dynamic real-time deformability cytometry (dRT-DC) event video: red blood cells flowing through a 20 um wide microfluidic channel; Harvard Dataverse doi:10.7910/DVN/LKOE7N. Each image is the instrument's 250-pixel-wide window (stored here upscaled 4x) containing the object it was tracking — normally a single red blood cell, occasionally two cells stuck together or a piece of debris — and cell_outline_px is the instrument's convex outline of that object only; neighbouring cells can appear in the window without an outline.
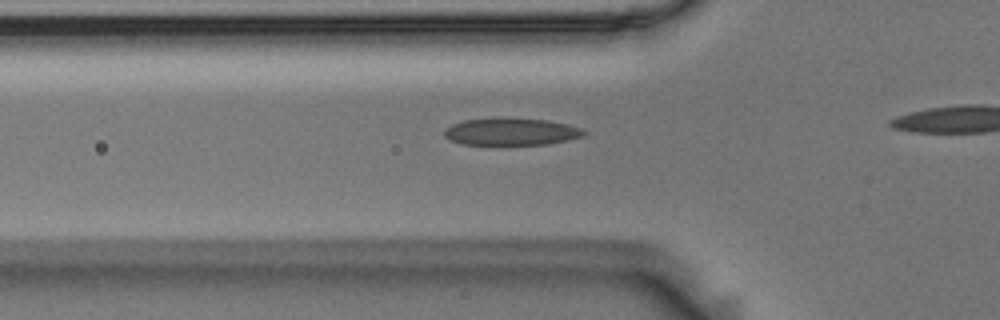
{"species": "Egyptian fruit bat (a non-hibernating species)", "species_latin": "Rousettus aegyptiacus", "temperature_condition": "room temperature", "stored_images_in_passage": 28, "camera_frame_rate_fps": 3000, "um_per_image_px": 0.085, "animal": {"sex": "male"}, "frame": {"image": 1, "passage_image": 2, "time_ms": 0.333, "image_size_px": [1000, 320], "cell_outline_px": [[588, 132], [584, 136], [568, 140], [548, 144], [464, 144], [452, 140], [444, 136], [444, 128], [452, 124], [464, 120], [548, 120], [568, 124], [580, 128]], "centroid_in_image_um": [43.5, 11.22], "position_along_channel_um": 82.3, "area_um2": 21.27}}
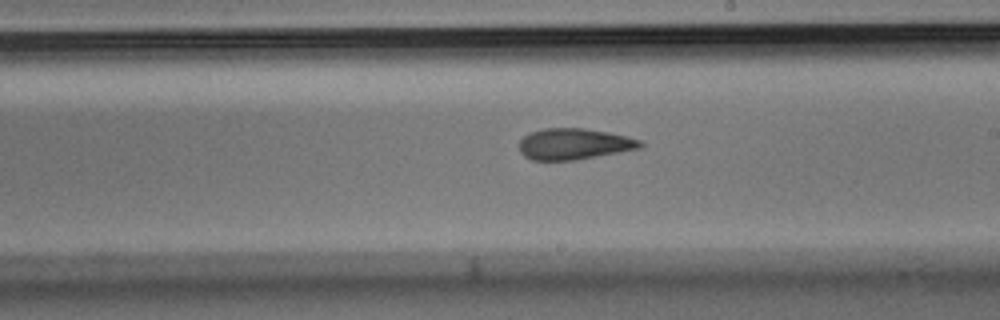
{"frame": {"image": 2, "passage_image": 15, "time_ms": 4.667, "image_size_px": [1000, 320], "cell_outline_px": [[644, 144], [640, 148], [576, 160], [532, 160], [524, 156], [520, 152], [520, 140], [524, 136], [532, 132], [544, 128], [584, 128], [608, 132], [628, 136], [640, 140]], "centroid_in_image_um": [48.8, 12.23], "position_along_channel_um": 240.2, "area_um2": 21.91}}
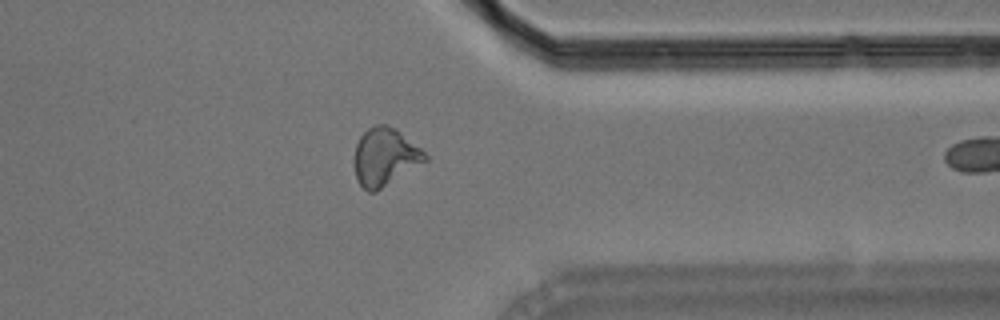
{"frame": {"image": 3, "passage_image": 27, "time_ms": 8.667, "image_size_px": [1000, 320], "cell_outline_px": [[428, 160], [376, 192], [368, 192], [360, 184], [356, 176], [356, 144], [360, 136], [368, 128], [376, 124], [388, 124], [396, 128], [420, 148], [428, 156]], "centroid_in_image_um": [32.74, 13.33], "position_along_channel_um": 378.7, "area_um2": 23.58}}